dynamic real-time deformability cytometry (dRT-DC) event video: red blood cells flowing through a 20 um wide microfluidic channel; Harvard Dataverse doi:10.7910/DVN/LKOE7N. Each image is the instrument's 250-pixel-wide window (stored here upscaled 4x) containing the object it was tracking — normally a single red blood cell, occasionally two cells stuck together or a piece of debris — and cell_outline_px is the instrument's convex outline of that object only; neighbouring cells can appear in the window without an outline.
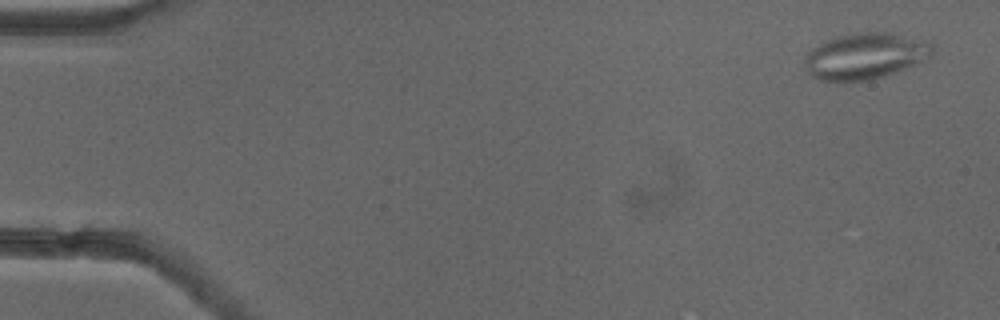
{"species": "common noctule bat (a hibernating species)", "species_latin": "Nyctalus noctula", "temperature_condition": "cold", "stored_images_in_passage": 53, "camera_frame_rate_fps": 3000, "um_per_image_px": 0.085, "animal": {"sex": "female"}, "frame": {"image": 1, "passage_image": 3, "time_ms": 0.667, "image_size_px": [1000, 320], "cell_outline_px": [[936, 48], [932, 56], [916, 64], [884, 76], [872, 80], [820, 80], [812, 76], [808, 72], [804, 64], [804, 60], [808, 52], [812, 48], [824, 40], [836, 36], [856, 32], [892, 32], [932, 40]], "centroid_in_image_um": [73.62, 4.72], "position_along_channel_um": 11.4, "area_um2": 34.97}}
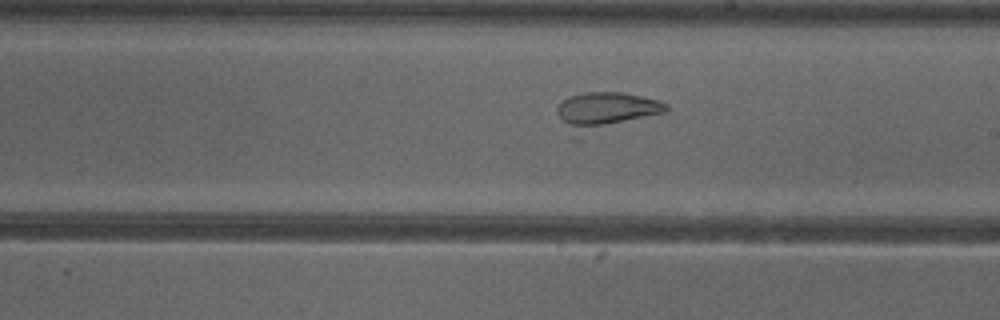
{"frame": {"image": 2, "passage_image": 31, "time_ms": 10.0, "image_size_px": [1000, 320], "cell_outline_px": [[668, 112], [580, 140], [572, 140], [556, 112], [556, 108], [560, 100], [568, 96], [584, 92], [624, 92], [656, 100], [668, 104]], "centroid_in_image_um": [51.4, 9.53], "position_along_channel_um": 237.6, "area_um2": 25.61}}
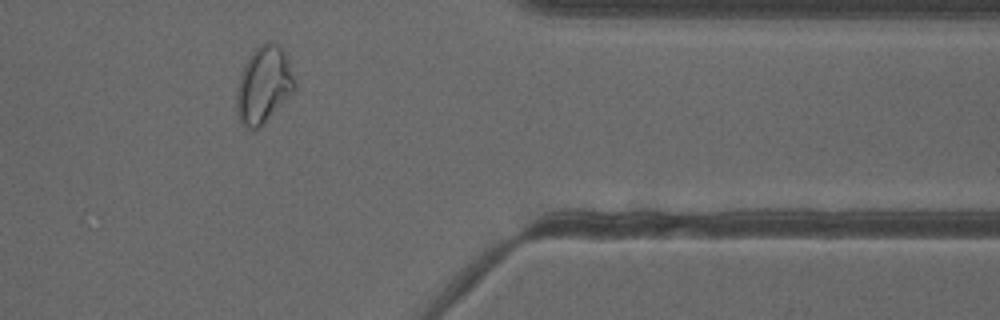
{"frame": {"image": 3, "passage_image": 44, "time_ms": 14.333, "image_size_px": [1000, 320], "cell_outline_px": [[296, 88], [264, 124], [256, 132], [252, 132], [240, 120], [236, 112], [236, 88], [244, 64], [252, 52], [260, 44], [268, 40], [276, 44], [280, 48], [288, 60], [296, 84]], "centroid_in_image_um": [22.39, 7.25], "position_along_channel_um": 389.0, "area_um2": 26.01}}